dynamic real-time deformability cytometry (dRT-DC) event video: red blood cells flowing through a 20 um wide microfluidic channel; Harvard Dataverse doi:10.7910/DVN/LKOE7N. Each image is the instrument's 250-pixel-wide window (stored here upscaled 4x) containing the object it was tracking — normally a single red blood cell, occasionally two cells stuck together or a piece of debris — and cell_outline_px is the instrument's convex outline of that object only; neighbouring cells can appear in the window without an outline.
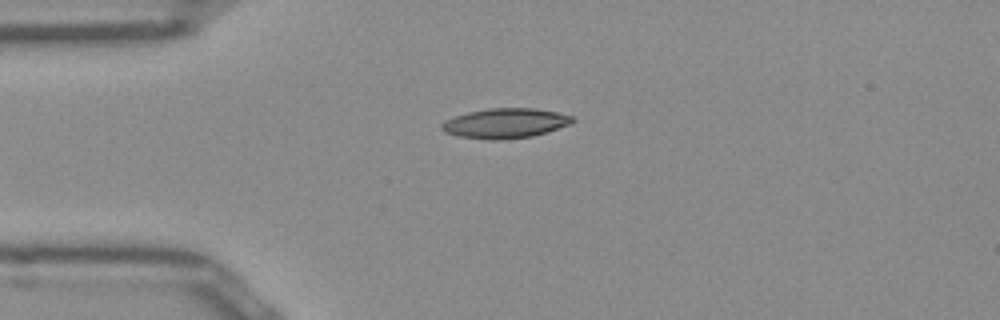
{"species": "Egyptian fruit bat (a non-hibernating species)", "species_latin": "Rousettus aegyptiacus", "temperature_condition": "room temperature", "stored_images_in_passage": 34, "camera_frame_rate_fps": 3000, "um_per_image_px": 0.085, "frame": {"image": 1, "passage_image": 1, "time_ms": 0.0, "image_size_px": [1000, 320], "cell_outline_px": [[576, 120], [572, 124], [548, 132], [532, 136], [496, 140], [492, 140], [460, 136], [444, 132], [440, 128], [440, 124], [456, 116], [468, 112], [488, 108], [536, 108], [556, 112], [572, 116]], "centroid_in_image_um": [42.99, 10.47], "position_along_channel_um": 42.0, "area_um2": 22.72}}
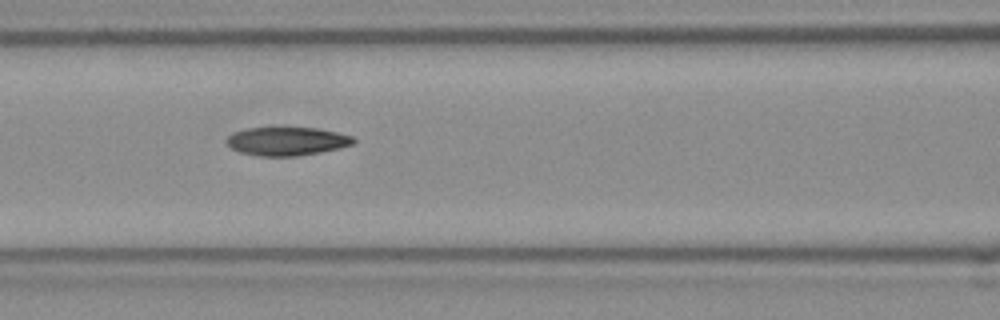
{"frame": {"image": 2, "passage_image": 10, "time_ms": 3.0, "image_size_px": [1000, 320], "cell_outline_px": [[356, 140], [352, 144], [340, 148], [320, 152], [296, 156], [260, 156], [240, 152], [232, 148], [224, 140], [232, 132], [248, 128], [272, 124], [284, 124], [316, 128], [336, 132], [352, 136]], "centroid_in_image_um": [24.34, 11.94], "position_along_channel_um": 142.3, "area_um2": 22.08}}
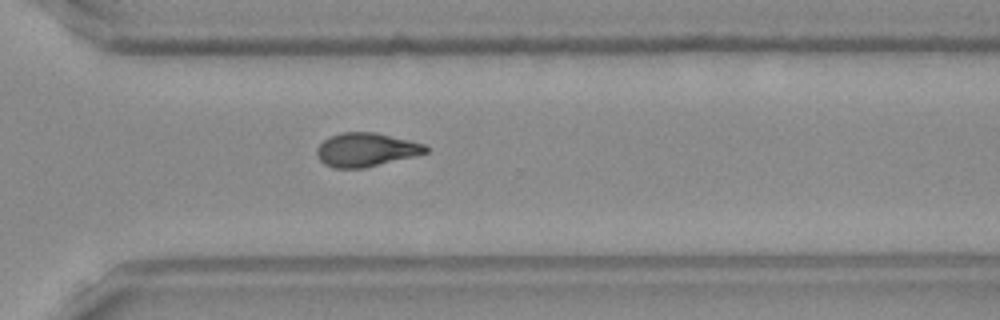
{"frame": {"image": 3, "passage_image": 25, "time_ms": 8.0, "image_size_px": [1000, 320], "cell_outline_px": [[428, 152], [364, 168], [332, 168], [324, 164], [316, 156], [316, 148], [324, 140], [340, 132], [376, 132], [424, 144], [428, 148]], "centroid_in_image_um": [31.06, 12.72], "position_along_channel_um": 339.5, "area_um2": 21.21}, "authors_computed_cell_mechanics": {"area_um2": 21.6461, "velocity_mm_per_s": 3.9527, "shape_relaxation_time_tau1_ms": null, "shape_relaxation_time_tau2_ms": 5.6673, "deformation_change_tau1": null, "deformation_change_tau2": 0.1408}}